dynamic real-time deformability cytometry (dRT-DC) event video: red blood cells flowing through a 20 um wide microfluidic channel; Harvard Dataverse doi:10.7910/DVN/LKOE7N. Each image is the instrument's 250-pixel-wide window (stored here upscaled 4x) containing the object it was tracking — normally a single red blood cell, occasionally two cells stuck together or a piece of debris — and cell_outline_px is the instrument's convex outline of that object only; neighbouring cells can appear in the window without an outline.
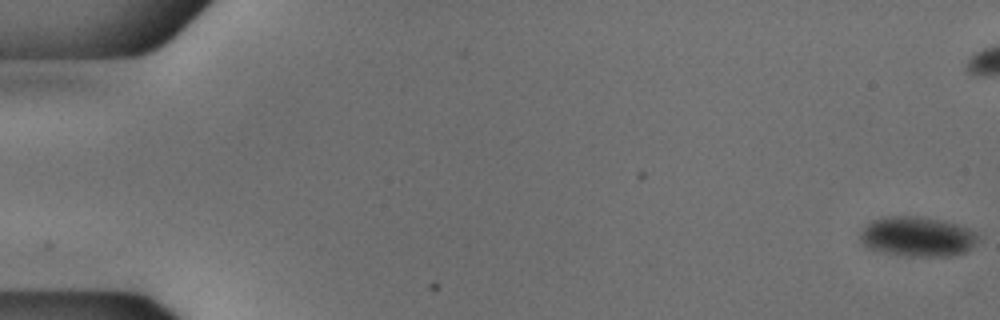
{"species": "common noctule bat (a hibernating species)", "species_latin": "Nyctalus noctula", "temperature_condition": "cold", "stored_images_in_passage": 56, "camera_frame_rate_fps": 3000, "um_per_image_px": 0.085, "animal": {"sex": "male", "body_mass_g": 18.8}, "frame": {"image": 1, "passage_image": 1, "time_ms": 0.0, "image_size_px": [1000, 320], "cell_outline_px": [[976, 240], [964, 252], [952, 256], [904, 256], [884, 252], [868, 248], [860, 240], [860, 232], [872, 220], [884, 216], [920, 216], [940, 220], [956, 224], [968, 228], [976, 232]], "centroid_in_image_um": [77.93, 20.1], "position_along_channel_um": 7.1, "area_um2": 27.11}}
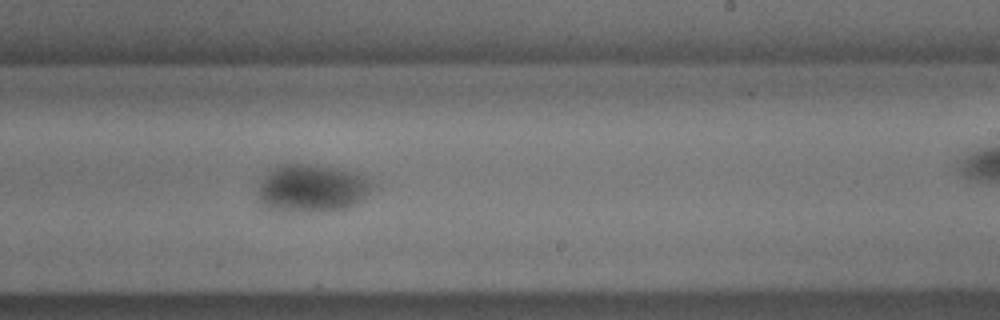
{"frame": {"image": 2, "passage_image": 34, "time_ms": 11.0, "image_size_px": [1000, 320], "cell_outline_px": [[372, 184], [364, 196], [360, 200], [344, 208], [292, 212], [276, 208], [264, 204], [260, 200], [256, 192], [268, 168], [276, 164], [308, 164], [336, 168], [360, 172], [372, 180]], "centroid_in_image_um": [26.47, 15.94], "position_along_channel_um": 262.5, "area_um2": 31.39}}
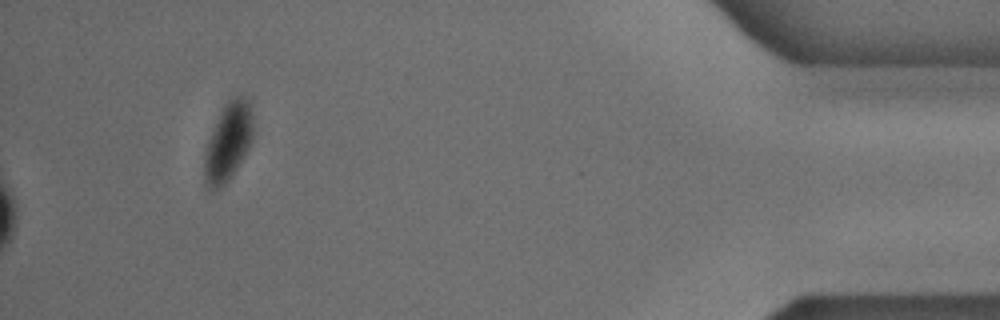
{"frame": {"image": 3, "passage_image": 56, "time_ms": 18.333, "image_size_px": [1000, 320], "cell_outline_px": [[252, 140], [248, 148], [232, 176], [220, 188], [208, 188], [204, 184], [204, 156], [208, 140], [216, 120], [224, 104], [232, 96], [244, 96], [252, 104]], "centroid_in_image_um": [19.39, 12.03], "position_along_channel_um": 415.8, "area_um2": 22.2}}